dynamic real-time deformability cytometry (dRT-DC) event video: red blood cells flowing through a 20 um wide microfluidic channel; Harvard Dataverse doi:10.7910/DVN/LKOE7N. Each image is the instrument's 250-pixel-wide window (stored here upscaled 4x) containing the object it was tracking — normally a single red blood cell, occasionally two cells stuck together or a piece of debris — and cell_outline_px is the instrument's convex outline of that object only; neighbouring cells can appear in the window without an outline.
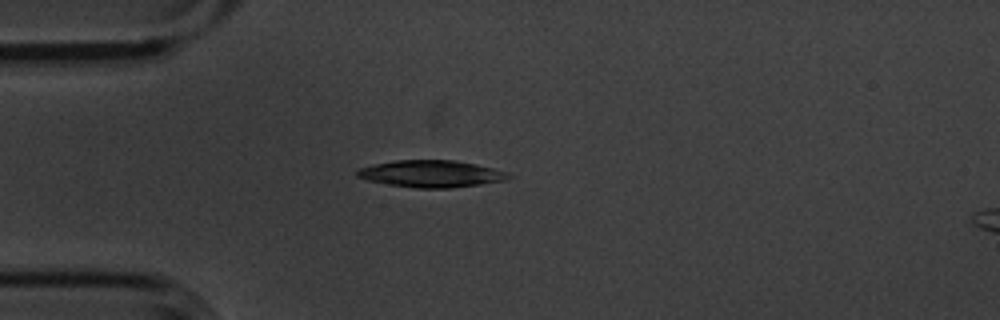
{"species": "common noctule bat (a hibernating species)", "species_latin": "Nyctalus noctula", "temperature_condition": "cold", "stored_images_in_passage": 3, "camera_frame_rate_fps": 3000, "um_per_image_px": 0.085, "animal": {"sex": "male", "body_mass_g": 20.1, "forearm_length_mm": 53.5}, "frame": {"image": 1, "passage_image": 3, "time_ms": 0.667, "image_size_px": [1000, 320], "cell_outline_px": [[512, 176], [504, 180], [480, 184], [448, 188], [416, 188], [388, 184], [368, 180], [356, 176], [356, 172], [360, 168], [376, 164], [396, 160], [456, 160], [476, 164], [508, 172]], "centroid_in_image_um": [36.66, 14.77], "position_along_channel_um": 48.3, "area_um2": 23.52}}